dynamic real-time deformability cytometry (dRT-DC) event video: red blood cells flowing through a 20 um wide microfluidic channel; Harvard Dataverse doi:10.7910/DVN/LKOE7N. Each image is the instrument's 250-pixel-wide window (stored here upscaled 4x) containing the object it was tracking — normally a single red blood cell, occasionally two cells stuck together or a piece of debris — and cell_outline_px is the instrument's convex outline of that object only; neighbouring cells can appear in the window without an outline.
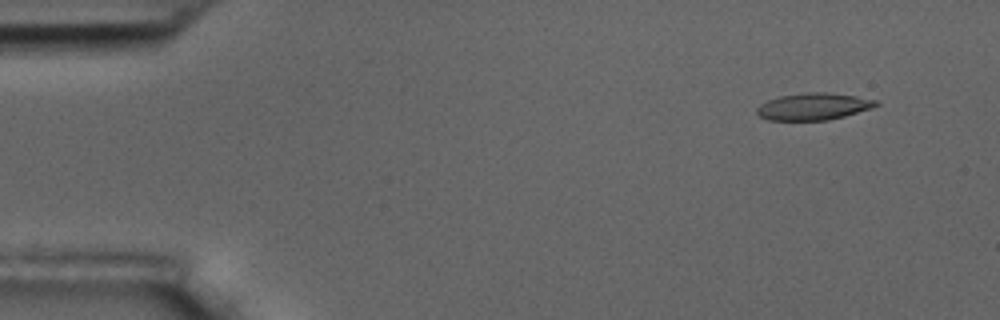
{"species": "common noctule bat (a hibernating species)", "species_latin": "Nyctalus noctula", "temperature_condition": "room temperature", "stored_images_in_passage": 11, "camera_frame_rate_fps": 3000, "um_per_image_px": 0.085, "animal": {"sex": "male", "body_mass_g": 17.5, "forearm_length_mm": 52.3}, "frame": {"image": 1, "passage_image": 2, "time_ms": 1.333, "image_size_px": [1000, 320], "cell_outline_px": [[880, 104], [872, 108], [844, 116], [828, 120], [768, 120], [760, 116], [756, 112], [756, 108], [760, 104], [768, 100], [780, 96], [804, 92], [828, 92], [856, 96], [876, 100]], "centroid_in_image_um": [69.14, 9.04], "position_along_channel_um": 15.9, "area_um2": 18.73}}
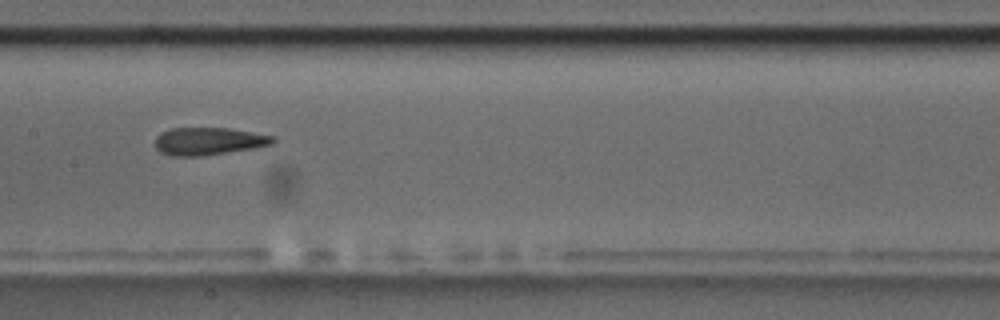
{"frame": {"image": 2, "passage_image": 8, "time_ms": 9.0, "image_size_px": [1000, 320], "cell_outline_px": [[276, 140], [272, 144], [256, 148], [200, 156], [172, 156], [160, 152], [156, 148], [156, 136], [160, 132], [172, 128], [228, 128], [276, 136]], "centroid_in_image_um": [17.75, 12.0], "position_along_channel_um": 189.7, "area_um2": 19.02}}
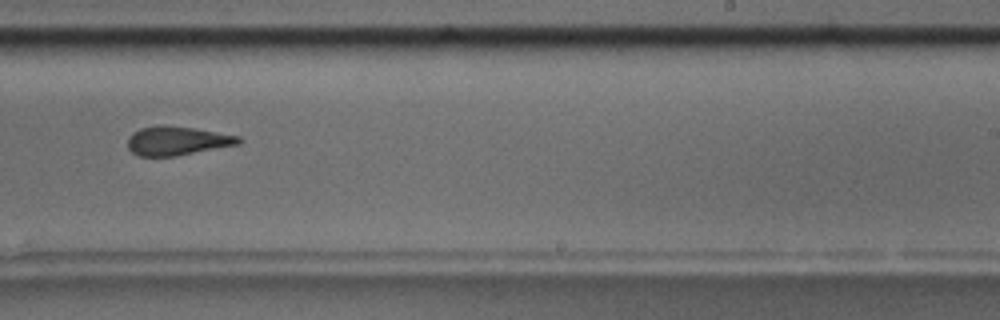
{"frame": {"image": 3, "passage_image": 10, "time_ms": 11.333, "image_size_px": [1000, 320], "cell_outline_px": [[244, 140], [240, 144], [176, 156], [136, 156], [128, 148], [128, 136], [132, 132], [140, 128], [156, 124], [164, 124], [192, 128], [240, 136]], "centroid_in_image_um": [15.03, 11.96], "position_along_channel_um": 274.0, "area_um2": 18.96}}